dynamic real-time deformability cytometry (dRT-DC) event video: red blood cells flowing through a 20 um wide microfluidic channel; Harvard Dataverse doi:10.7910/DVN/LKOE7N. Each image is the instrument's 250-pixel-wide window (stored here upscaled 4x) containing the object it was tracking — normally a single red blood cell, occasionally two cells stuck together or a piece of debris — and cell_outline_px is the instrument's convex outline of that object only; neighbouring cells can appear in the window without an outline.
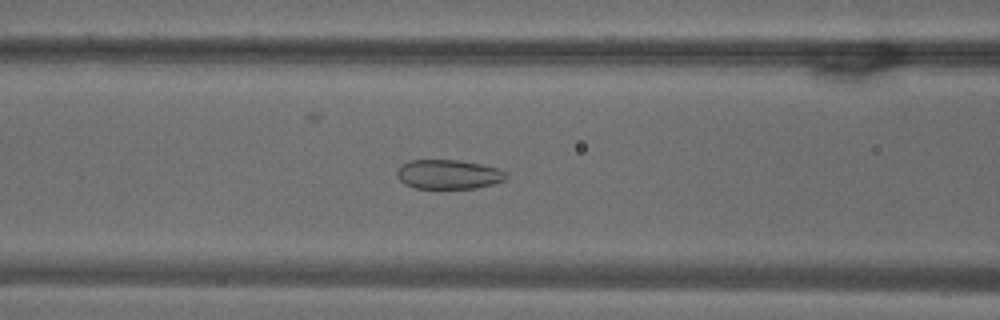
{"species": "common noctule bat (a hibernating species)", "species_latin": "Nyctalus noctula", "temperature_condition": "warm", "stored_images_in_passage": 41, "camera_frame_rate_fps": 3000, "um_per_image_px": 0.085, "animal": {"sex": "male", "body_mass_g": 18.8}, "frame": {"image": 1, "passage_image": 8, "time_ms": 2.333, "image_size_px": [1000, 320], "cell_outline_px": [[508, 176], [504, 180], [492, 184], [476, 188], [416, 188], [404, 184], [396, 176], [396, 172], [400, 164], [408, 160], [460, 160], [480, 164], [496, 168], [504, 172]], "centroid_in_image_um": [38.06, 14.81], "position_along_channel_um": 128.5, "area_um2": 18.67}}
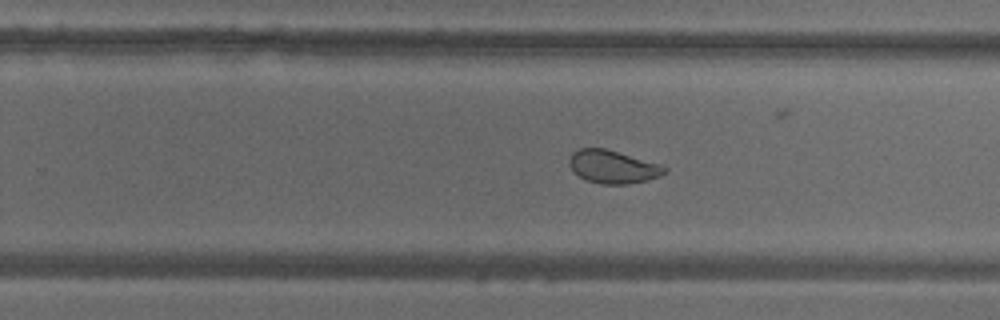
{"frame": {"image": 2, "passage_image": 20, "time_ms": 6.333, "image_size_px": [1000, 320], "cell_outline_px": [[668, 172], [660, 176], [648, 180], [628, 184], [600, 184], [588, 180], [572, 172], [568, 164], [568, 160], [572, 152], [580, 148], [604, 148], [660, 164], [668, 168]], "centroid_in_image_um": [52.08, 14.18], "position_along_channel_um": 277.7, "area_um2": 18.44}}
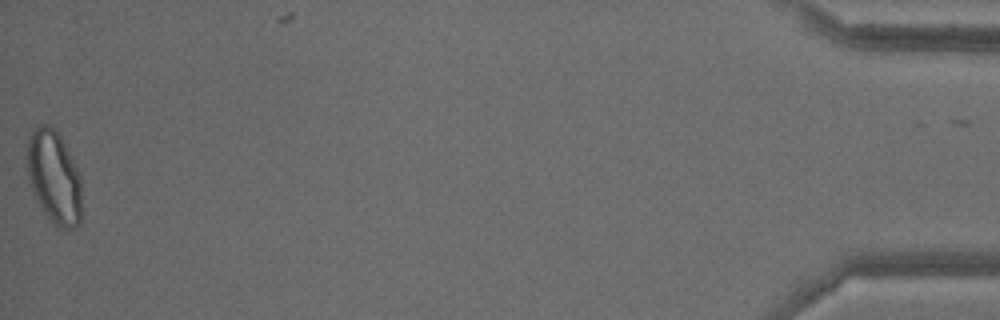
{"frame": {"image": 3, "passage_image": 40, "time_ms": 13.0, "image_size_px": [1000, 320], "cell_outline_px": [[80, 224], [72, 228], [56, 228], [52, 224], [40, 208], [36, 200], [28, 176], [24, 156], [28, 136], [40, 124], [48, 124], [60, 136], [80, 176]], "centroid_in_image_um": [4.54, 15.07], "position_along_channel_um": 430.7, "area_um2": 29.77}, "authors_computed_cell_mechanics": {"area_um2": 20.1722, "velocity_mm_per_s": 3.7292, "shape_relaxation_time_tau1_ms": null, "shape_relaxation_time_tau2_ms": 1.0448, "deformation_change_tau1": null, "deformation_change_tau2": 0.0561}}